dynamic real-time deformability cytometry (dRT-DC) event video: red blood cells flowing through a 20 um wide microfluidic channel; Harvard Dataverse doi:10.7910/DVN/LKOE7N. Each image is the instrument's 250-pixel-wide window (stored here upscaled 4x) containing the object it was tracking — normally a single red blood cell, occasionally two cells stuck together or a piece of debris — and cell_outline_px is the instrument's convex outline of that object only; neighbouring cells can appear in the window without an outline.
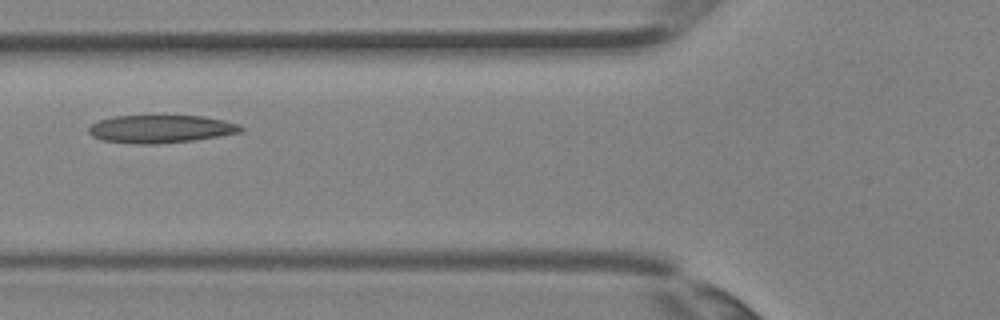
{"species": "Egyptian fruit bat (a non-hibernating species)", "species_latin": "Rousettus aegyptiacus", "temperature_condition": "room temperature", "stored_images_in_passage": 3, "camera_frame_rate_fps": 3000, "um_per_image_px": 0.085, "animal": {"sex": "female"}, "frame": {"image": 1, "passage_image": 3, "time_ms": 0.667, "image_size_px": [1000, 320], "cell_outline_px": [[244, 128], [240, 132], [220, 136], [192, 140], [156, 144], [136, 144], [100, 140], [92, 136], [88, 132], [88, 128], [92, 124], [100, 120], [112, 116], [200, 116], [224, 120], [240, 124]], "centroid_in_image_um": [13.64, 10.96], "position_along_channel_um": 112.2, "area_um2": 24.68}}